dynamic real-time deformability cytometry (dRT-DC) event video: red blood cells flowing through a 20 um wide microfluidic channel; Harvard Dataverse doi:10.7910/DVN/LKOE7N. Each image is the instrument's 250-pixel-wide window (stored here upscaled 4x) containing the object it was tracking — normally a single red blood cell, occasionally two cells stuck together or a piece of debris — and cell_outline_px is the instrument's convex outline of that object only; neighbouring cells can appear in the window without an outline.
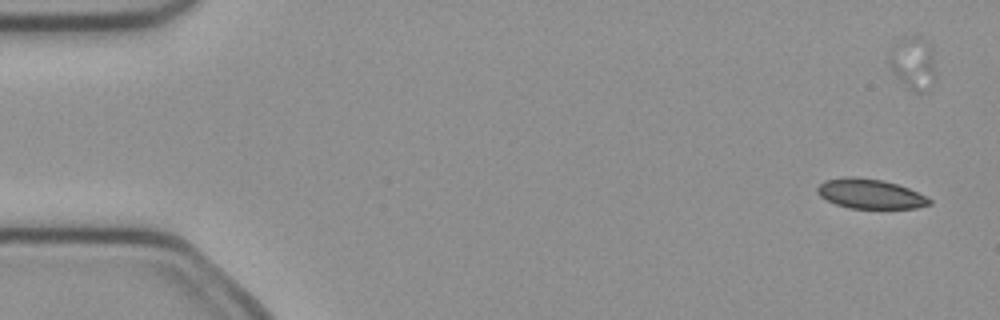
{"species": "common noctule bat (a hibernating species)", "species_latin": "Nyctalus noctula", "temperature_condition": "cold", "stored_images_in_passage": 6, "camera_frame_rate_fps": 3000, "um_per_image_px": 0.085, "animal": {"sex": "female", "body_mass_g": 21.9}, "frame": {"image": 1, "passage_image": 1, "time_ms": 0.0, "image_size_px": [1000, 320], "cell_outline_px": [[932, 204], [916, 208], [848, 208], [836, 204], [820, 196], [816, 192], [816, 188], [824, 180], [844, 176], [852, 176], [884, 180], [908, 188], [932, 200]], "centroid_in_image_um": [73.93, 16.47], "position_along_channel_um": 11.1, "area_um2": 19.36}}
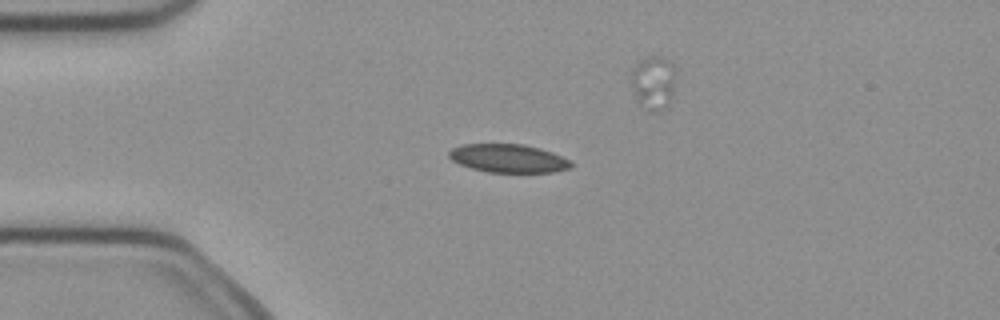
{"frame": {"image": 2, "passage_image": 4, "time_ms": 1.0, "image_size_px": [1000, 320], "cell_outline_px": [[572, 168], [552, 172], [488, 172], [472, 168], [460, 164], [452, 160], [448, 156], [448, 152], [452, 148], [464, 144], [524, 144], [540, 148], [552, 152], [568, 160], [572, 164]], "centroid_in_image_um": [43.2, 13.45], "position_along_channel_um": 41.8, "area_um2": 20.06}}